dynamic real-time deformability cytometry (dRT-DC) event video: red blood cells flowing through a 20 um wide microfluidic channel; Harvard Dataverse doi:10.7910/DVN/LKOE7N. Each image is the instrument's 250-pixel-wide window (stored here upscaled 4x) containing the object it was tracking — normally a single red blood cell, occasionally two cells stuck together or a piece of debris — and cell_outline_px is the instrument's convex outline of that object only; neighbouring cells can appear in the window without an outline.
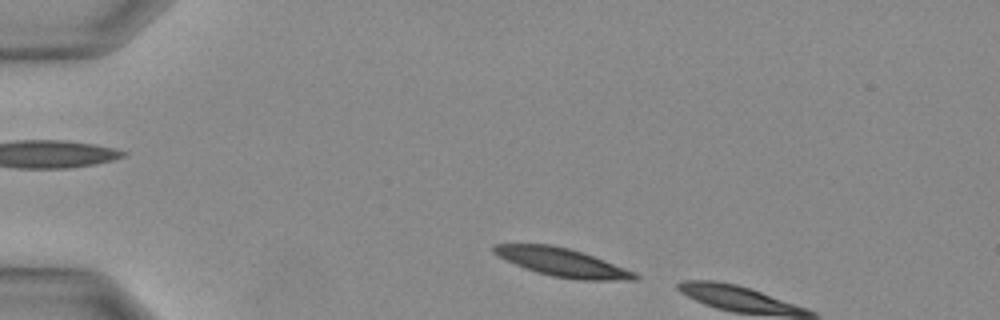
{"species": "Egyptian fruit bat (a non-hibernating species)", "species_latin": "Rousettus aegyptiacus", "temperature_condition": "warm", "stored_images_in_passage": 3, "camera_frame_rate_fps": 3000, "um_per_image_px": 0.085, "animal": {"sex": "female"}, "frame": {"image": 1, "passage_image": 1, "time_ms": 0.0, "image_size_px": [1000, 320], "cell_outline_px": [[640, 276], [636, 280], [580, 280], [552, 276], [536, 272], [524, 268], [492, 252], [492, 244], [552, 244], [568, 248], [604, 260], [636, 272]], "centroid_in_image_um": [47.81, 22.3], "position_along_channel_um": 37.2, "area_um2": 23.06}}